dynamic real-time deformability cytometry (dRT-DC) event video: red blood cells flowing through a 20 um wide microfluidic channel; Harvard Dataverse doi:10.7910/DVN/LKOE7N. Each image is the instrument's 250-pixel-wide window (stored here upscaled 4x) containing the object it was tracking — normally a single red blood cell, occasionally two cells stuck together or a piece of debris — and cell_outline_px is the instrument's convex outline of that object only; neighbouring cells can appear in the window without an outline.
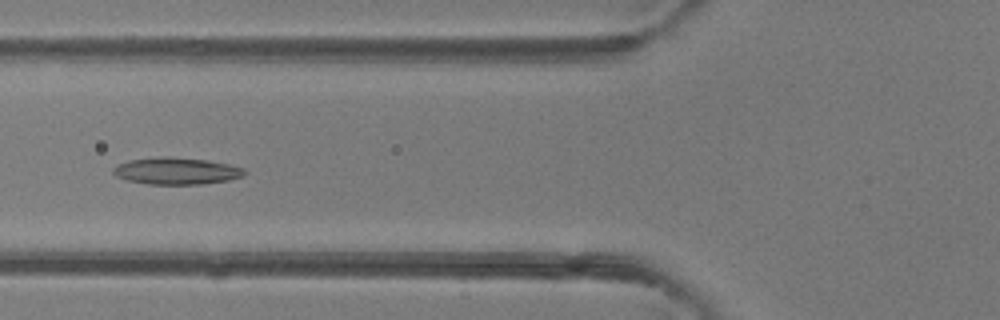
{"species": "common noctule bat (a hibernating species)", "species_latin": "Nyctalus noctula", "temperature_condition": "room temperature", "stored_images_in_passage": 39, "camera_frame_rate_fps": 3000, "um_per_image_px": 0.085, "animal": {"sex": "female"}, "frame": {"image": 1, "passage_image": 18, "time_ms": 5.667, "image_size_px": [1000, 320], "cell_outline_px": [[248, 172], [244, 176], [228, 180], [204, 184], [148, 184], [128, 180], [116, 176], [112, 172], [112, 168], [116, 164], [128, 160], [160, 156], [168, 156], [208, 160], [228, 164], [244, 168]], "centroid_in_image_um": [14.99, 14.52], "position_along_channel_um": 110.8, "area_um2": 20.81}}
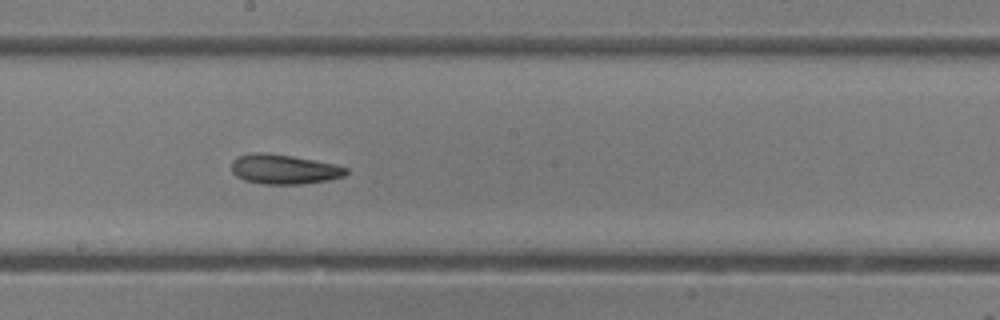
{"frame": {"image": 2, "passage_image": 26, "time_ms": 8.333, "image_size_px": [1000, 320], "cell_outline_px": [[348, 172], [344, 176], [328, 180], [300, 184], [264, 184], [244, 180], [236, 176], [232, 172], [232, 160], [236, 156], [256, 152], [264, 152], [292, 156], [336, 164], [348, 168]], "centroid_in_image_um": [24.13, 14.38], "position_along_channel_um": 224.1, "area_um2": 19.88}}
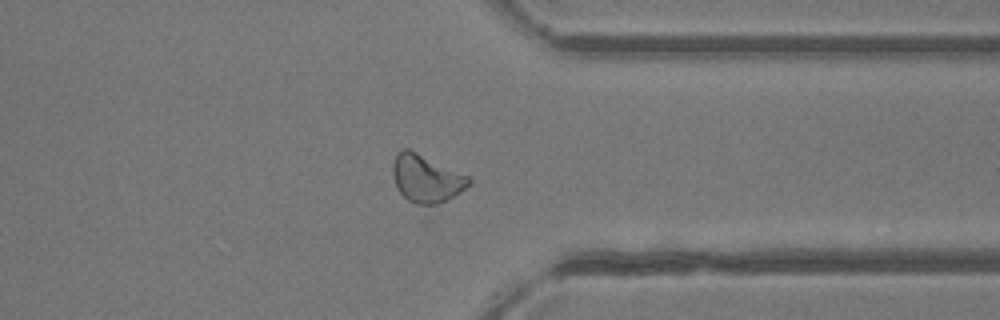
{"frame": {"image": 3, "passage_image": 37, "time_ms": 12.0, "image_size_px": [1000, 320], "cell_outline_px": [[472, 180], [460, 192], [424, 224], [396, 188], [392, 172], [392, 164], [396, 152], [404, 148], [408, 148], [468, 176]], "centroid_in_image_um": [36.2, 15.52], "position_along_channel_um": 375.2, "area_um2": 24.22}}